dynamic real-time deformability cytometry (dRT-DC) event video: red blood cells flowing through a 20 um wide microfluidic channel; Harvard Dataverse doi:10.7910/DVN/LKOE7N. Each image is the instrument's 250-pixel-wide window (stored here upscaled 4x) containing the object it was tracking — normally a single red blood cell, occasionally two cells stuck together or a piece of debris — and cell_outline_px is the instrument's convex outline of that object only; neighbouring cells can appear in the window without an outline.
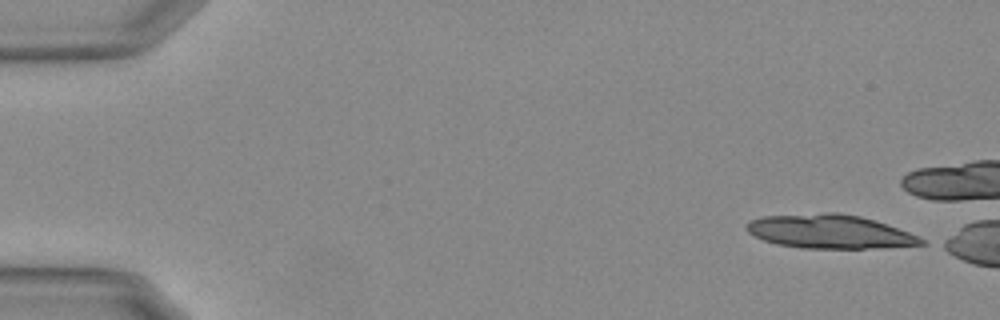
{"species": "Egyptian fruit bat (a non-hibernating species)", "species_latin": "Rousettus aegyptiacus", "temperature_condition": "warm", "stored_images_in_passage": 19, "camera_frame_rate_fps": 3000, "um_per_image_px": 0.085, "animal": {"sex": "female"}, "frame": {"image": 1, "passage_image": 1, "time_ms": 0.0, "image_size_px": [1000, 320], "cell_outline_px": [[928, 244], [876, 248], [800, 248], [776, 244], [764, 240], [748, 232], [744, 224], [748, 220], [760, 216], [828, 212], [836, 212], [860, 216], [920, 236], [928, 240]], "centroid_in_image_um": [70.5, 19.68], "position_along_channel_um": 14.5, "area_um2": 34.56}}